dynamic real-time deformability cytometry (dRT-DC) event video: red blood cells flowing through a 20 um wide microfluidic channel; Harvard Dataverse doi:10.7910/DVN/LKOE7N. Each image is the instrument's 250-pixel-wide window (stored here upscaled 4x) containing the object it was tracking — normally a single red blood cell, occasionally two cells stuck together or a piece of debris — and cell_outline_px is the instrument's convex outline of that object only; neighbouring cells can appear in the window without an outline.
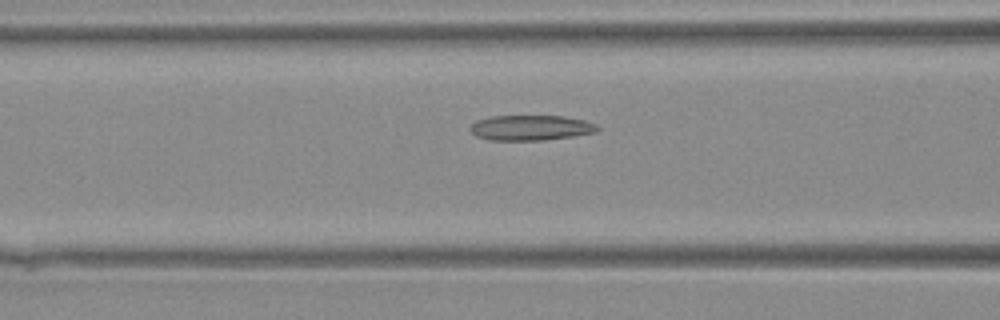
{"species": "Egyptian fruit bat (a non-hibernating species)", "species_latin": "Rousettus aegyptiacus", "temperature_condition": "warm", "stored_images_in_passage": 3, "camera_frame_rate_fps": 3000, "um_per_image_px": 0.085, "animal": {"sex": "female"}, "frame": {"image": 1, "passage_image": 3, "time_ms": 0.667, "image_size_px": [1000, 320], "cell_outline_px": [[600, 128], [596, 132], [572, 136], [544, 140], [488, 140], [476, 136], [472, 132], [472, 124], [476, 120], [492, 116], [564, 116], [584, 120], [596, 124]], "centroid_in_image_um": [45.13, 10.86], "position_along_channel_um": 121.5, "area_um2": 18.61}}